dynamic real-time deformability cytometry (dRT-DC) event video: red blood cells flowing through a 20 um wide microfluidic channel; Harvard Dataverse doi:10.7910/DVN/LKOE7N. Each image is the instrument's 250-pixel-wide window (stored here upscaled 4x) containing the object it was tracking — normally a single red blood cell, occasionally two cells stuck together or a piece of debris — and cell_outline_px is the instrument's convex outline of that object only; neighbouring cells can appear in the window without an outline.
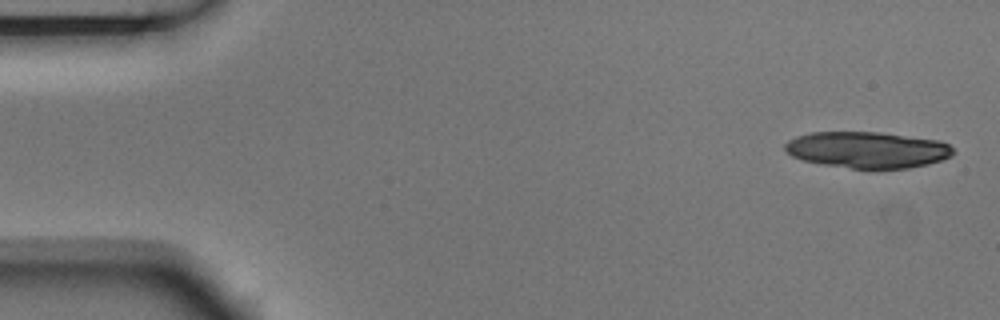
{"species": "Egyptian fruit bat (a non-hibernating species)", "species_latin": "Rousettus aegyptiacus", "temperature_condition": "room temperature", "stored_images_in_passage": 5, "camera_frame_rate_fps": 3000, "um_per_image_px": 0.085, "animal": {"sex": "male"}, "frame": {"image": 1, "passage_image": 1, "time_ms": 0.0, "image_size_px": [1000, 320], "cell_outline_px": [[956, 152], [952, 156], [928, 164], [908, 168], [852, 168], [824, 164], [804, 160], [792, 156], [784, 148], [784, 144], [788, 140], [796, 136], [812, 132], [880, 132], [940, 140], [948, 144]], "centroid_in_image_um": [73.75, 12.72], "position_along_channel_um": 11.3, "area_um2": 35.49}}